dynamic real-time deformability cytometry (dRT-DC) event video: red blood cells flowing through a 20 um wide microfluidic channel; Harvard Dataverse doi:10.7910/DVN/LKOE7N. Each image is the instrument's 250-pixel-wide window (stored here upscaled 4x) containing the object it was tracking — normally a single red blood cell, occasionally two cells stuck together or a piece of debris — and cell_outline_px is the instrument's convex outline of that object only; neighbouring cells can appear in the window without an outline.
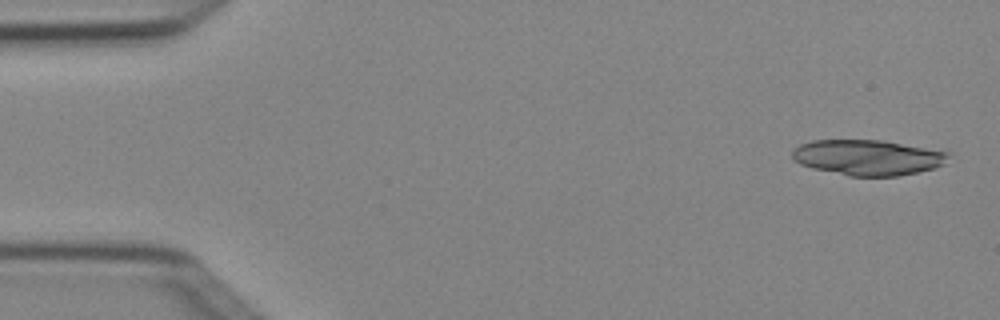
{"species": "Egyptian fruit bat (a non-hibernating species)", "species_latin": "Rousettus aegyptiacus", "temperature_condition": "cold", "stored_images_in_passage": 5, "camera_frame_rate_fps": 3000, "um_per_image_px": 0.085, "animal": {"sex": "female"}, "frame": {"image": 1, "passage_image": 1, "time_ms": 0.0, "image_size_px": [1000, 320], "cell_outline_px": [[948, 156], [944, 164], [936, 168], [896, 176], [848, 176], [812, 168], [800, 164], [792, 156], [792, 148], [800, 144], [812, 140], [880, 140], [948, 152]], "centroid_in_image_um": [73.71, 13.39], "position_along_channel_um": 11.3, "area_um2": 32.08}}